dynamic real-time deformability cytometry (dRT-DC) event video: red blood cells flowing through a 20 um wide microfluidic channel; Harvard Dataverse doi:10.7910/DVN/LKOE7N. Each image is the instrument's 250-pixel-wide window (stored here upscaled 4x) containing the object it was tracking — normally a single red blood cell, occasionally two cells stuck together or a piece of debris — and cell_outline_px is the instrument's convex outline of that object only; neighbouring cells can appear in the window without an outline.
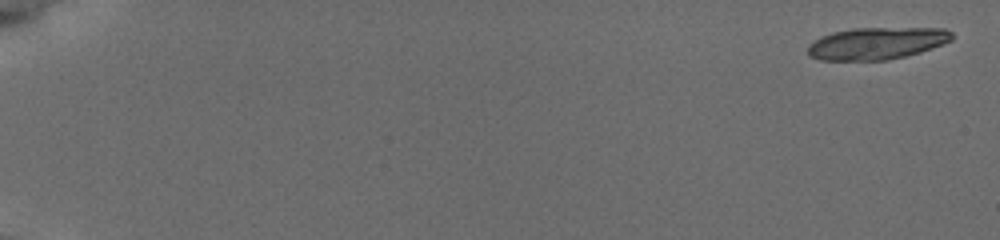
{"species": "common noctule bat (a hibernating species)", "species_latin": "Nyctalus noctula", "temperature_condition": "cold", "stored_images_in_passage": 21, "camera_frame_rate_fps": 3000, "um_per_image_px": 0.085, "animal": {"sex": "female", "body_mass_g": 19.5, "forearm_length_mm": 54.1}, "frame": {"image": 1, "passage_image": 1, "time_ms": 0.0, "image_size_px": [1000, 240], "cell_outline_px": [[952, 40], [944, 44], [920, 52], [888, 60], [820, 60], [808, 56], [808, 44], [820, 36], [832, 32], [852, 28], [944, 28], [952, 32]], "centroid_in_image_um": [74.5, 3.68], "position_along_channel_um": 10.5, "area_um2": 27.11}}
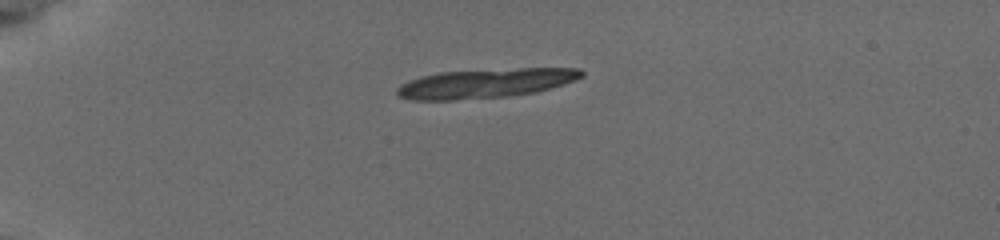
{"frame": {"image": 2, "passage_image": 13, "time_ms": 4.667, "image_size_px": [1000, 240], "cell_outline_px": [[584, 76], [536, 92], [508, 96], [452, 100], [412, 100], [396, 96], [396, 88], [400, 84], [408, 80], [440, 72], [520, 68], [580, 68], [584, 72]], "centroid_in_image_um": [41.2, 7.08], "position_along_channel_um": 43.8, "area_um2": 31.27}}
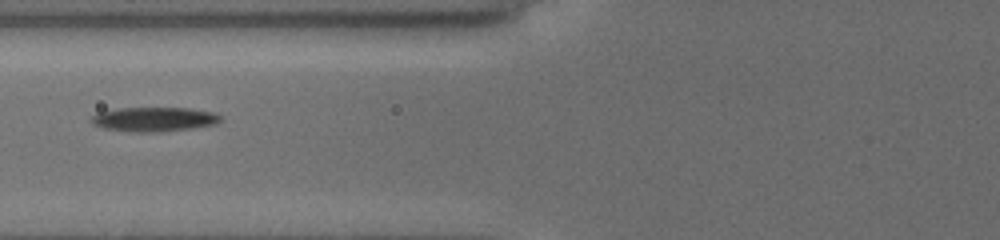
{"frame": {"image": 3, "passage_image": 20, "time_ms": 8.0, "image_size_px": [1000, 240], "cell_outline_px": [[220, 120], [216, 124], [188, 128], [152, 132], [136, 132], [104, 128], [92, 124], [88, 120], [92, 116], [100, 112], [120, 108], [188, 108], [212, 112], [220, 116]], "centroid_in_image_um": [13.04, 10.13], "position_along_channel_um": 112.8, "area_um2": 17.98}}